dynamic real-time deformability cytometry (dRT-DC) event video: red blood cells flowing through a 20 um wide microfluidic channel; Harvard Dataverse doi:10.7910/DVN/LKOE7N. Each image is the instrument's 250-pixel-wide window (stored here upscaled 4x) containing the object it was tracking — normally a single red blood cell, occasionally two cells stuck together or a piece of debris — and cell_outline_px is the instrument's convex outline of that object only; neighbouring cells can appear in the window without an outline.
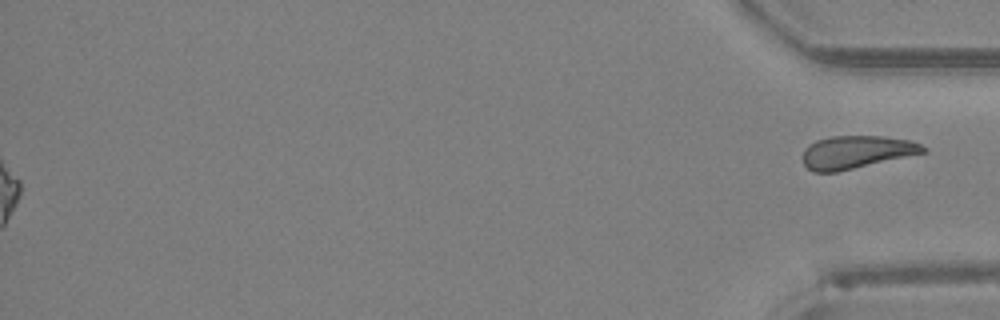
{"species": "Egyptian fruit bat (a non-hibernating species)", "species_latin": "Rousettus aegyptiacus", "temperature_condition": "room temperature", "stored_images_in_passage": 35, "segment_of_instrument_passage": [2, 2], "camera_frame_rate_fps": 3000, "um_per_image_px": 0.085, "animal": {"sex": "female"}, "frame": {"image": 1, "passage_image": 35, "time_ms": 11.333, "image_size_px": [1000, 320], "cell_outline_px": [[928, 152], [836, 172], [812, 172], [804, 164], [804, 148], [808, 144], [816, 140], [832, 136], [884, 136], [912, 140], [928, 148]], "centroid_in_image_um": [72.83, 12.92], "position_along_channel_um": 362.4, "area_um2": 23.18}}